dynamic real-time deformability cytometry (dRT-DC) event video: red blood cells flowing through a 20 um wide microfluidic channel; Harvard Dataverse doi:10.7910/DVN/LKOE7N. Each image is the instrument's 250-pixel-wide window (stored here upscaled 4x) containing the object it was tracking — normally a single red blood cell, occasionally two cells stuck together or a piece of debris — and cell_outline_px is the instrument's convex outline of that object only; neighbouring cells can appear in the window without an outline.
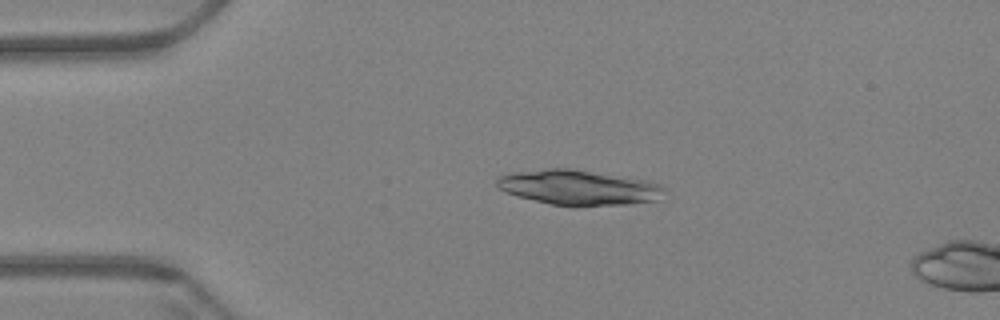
{"species": "Egyptian fruit bat (a non-hibernating species)", "species_latin": "Rousettus aegyptiacus", "temperature_condition": "warm", "stored_images_in_passage": 18, "camera_frame_rate_fps": 3000, "um_per_image_px": 0.085, "animal": {"sex": "female"}, "frame": {"image": 1, "passage_image": 13, "time_ms": 4.0, "image_size_px": [1000, 320], "cell_outline_px": [[668, 192], [656, 200], [624, 204], [552, 204], [516, 196], [500, 188], [496, 184], [496, 180], [500, 176], [520, 172], [548, 168], [572, 168], [640, 180], [660, 184], [668, 188]], "centroid_in_image_um": [49.21, 15.92], "position_along_channel_um": 35.8, "area_um2": 33.06}}